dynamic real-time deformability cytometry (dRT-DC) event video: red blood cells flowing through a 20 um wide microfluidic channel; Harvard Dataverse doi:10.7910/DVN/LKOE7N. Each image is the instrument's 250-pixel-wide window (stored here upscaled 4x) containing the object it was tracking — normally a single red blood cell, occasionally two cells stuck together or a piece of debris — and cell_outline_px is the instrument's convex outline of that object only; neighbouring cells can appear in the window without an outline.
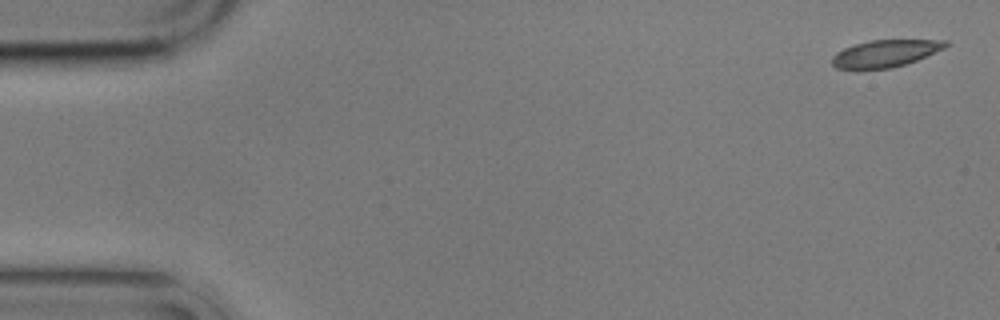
{"species": "common noctule bat (a hibernating species)", "species_latin": "Nyctalus noctula", "temperature_condition": "cold", "stored_images_in_passage": 3, "camera_frame_rate_fps": 3000, "um_per_image_px": 0.085, "animal": {"sex": "male", "body_mass_g": 17.9}, "frame": {"image": 1, "passage_image": 1, "time_ms": 0.0, "image_size_px": [1000, 320], "cell_outline_px": [[952, 44], [944, 48], [916, 60], [892, 68], [836, 68], [832, 64], [832, 56], [836, 52], [844, 48], [856, 44], [872, 40], [948, 40]], "centroid_in_image_um": [75.28, 4.52], "position_along_channel_um": 9.7, "area_um2": 17.63}}